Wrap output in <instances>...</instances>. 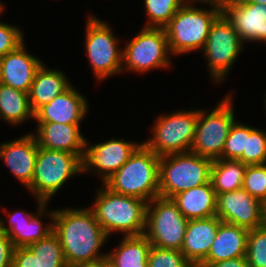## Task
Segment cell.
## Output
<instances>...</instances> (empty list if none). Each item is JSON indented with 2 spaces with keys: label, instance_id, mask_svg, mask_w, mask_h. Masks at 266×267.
I'll return each mask as SVG.
<instances>
[{
  "label": "cell",
  "instance_id": "6da1fadb",
  "mask_svg": "<svg viewBox=\"0 0 266 267\" xmlns=\"http://www.w3.org/2000/svg\"><path fill=\"white\" fill-rule=\"evenodd\" d=\"M68 267L97 266L106 262L98 253L108 237L92 210L64 209L50 213Z\"/></svg>",
  "mask_w": 266,
  "mask_h": 267
},
{
  "label": "cell",
  "instance_id": "7a4b0ae2",
  "mask_svg": "<svg viewBox=\"0 0 266 267\" xmlns=\"http://www.w3.org/2000/svg\"><path fill=\"white\" fill-rule=\"evenodd\" d=\"M160 157L143 143L127 162L116 171L104 186L125 196H132L150 202L159 195Z\"/></svg>",
  "mask_w": 266,
  "mask_h": 267
},
{
  "label": "cell",
  "instance_id": "3957f363",
  "mask_svg": "<svg viewBox=\"0 0 266 267\" xmlns=\"http://www.w3.org/2000/svg\"><path fill=\"white\" fill-rule=\"evenodd\" d=\"M92 212L107 236L123 231L125 236H138L146 230V201L115 193L105 186L98 193Z\"/></svg>",
  "mask_w": 266,
  "mask_h": 267
},
{
  "label": "cell",
  "instance_id": "277c9868",
  "mask_svg": "<svg viewBox=\"0 0 266 267\" xmlns=\"http://www.w3.org/2000/svg\"><path fill=\"white\" fill-rule=\"evenodd\" d=\"M213 4L206 11L183 5L164 27L169 50L175 55L204 48L212 24L222 14L220 0H199Z\"/></svg>",
  "mask_w": 266,
  "mask_h": 267
},
{
  "label": "cell",
  "instance_id": "5b68a950",
  "mask_svg": "<svg viewBox=\"0 0 266 267\" xmlns=\"http://www.w3.org/2000/svg\"><path fill=\"white\" fill-rule=\"evenodd\" d=\"M213 160L191 151L169 154L159 161V195H175L210 182Z\"/></svg>",
  "mask_w": 266,
  "mask_h": 267
},
{
  "label": "cell",
  "instance_id": "8992f818",
  "mask_svg": "<svg viewBox=\"0 0 266 267\" xmlns=\"http://www.w3.org/2000/svg\"><path fill=\"white\" fill-rule=\"evenodd\" d=\"M79 172H83V161L77 154L38 146L34 176L28 187L38 197L37 215L43 214L45 203L66 180Z\"/></svg>",
  "mask_w": 266,
  "mask_h": 267
},
{
  "label": "cell",
  "instance_id": "52a82bcc",
  "mask_svg": "<svg viewBox=\"0 0 266 267\" xmlns=\"http://www.w3.org/2000/svg\"><path fill=\"white\" fill-rule=\"evenodd\" d=\"M147 203L146 238L152 246L180 251L189 220L172 199L158 196Z\"/></svg>",
  "mask_w": 266,
  "mask_h": 267
},
{
  "label": "cell",
  "instance_id": "ba28073f",
  "mask_svg": "<svg viewBox=\"0 0 266 267\" xmlns=\"http://www.w3.org/2000/svg\"><path fill=\"white\" fill-rule=\"evenodd\" d=\"M231 97L225 98L208 116L199 110L190 151L211 160L221 159L230 129L235 122Z\"/></svg>",
  "mask_w": 266,
  "mask_h": 267
},
{
  "label": "cell",
  "instance_id": "9c48e42d",
  "mask_svg": "<svg viewBox=\"0 0 266 267\" xmlns=\"http://www.w3.org/2000/svg\"><path fill=\"white\" fill-rule=\"evenodd\" d=\"M198 115V110H192L160 116L153 129L154 137L143 144L159 157L190 151Z\"/></svg>",
  "mask_w": 266,
  "mask_h": 267
},
{
  "label": "cell",
  "instance_id": "30bf717a",
  "mask_svg": "<svg viewBox=\"0 0 266 267\" xmlns=\"http://www.w3.org/2000/svg\"><path fill=\"white\" fill-rule=\"evenodd\" d=\"M242 46L238 31L221 14L212 24L204 46L211 76L220 81L235 62Z\"/></svg>",
  "mask_w": 266,
  "mask_h": 267
},
{
  "label": "cell",
  "instance_id": "8fae6325",
  "mask_svg": "<svg viewBox=\"0 0 266 267\" xmlns=\"http://www.w3.org/2000/svg\"><path fill=\"white\" fill-rule=\"evenodd\" d=\"M168 39L164 28H146L127 44L122 60L130 70L143 72L169 65Z\"/></svg>",
  "mask_w": 266,
  "mask_h": 267
},
{
  "label": "cell",
  "instance_id": "7c38bea8",
  "mask_svg": "<svg viewBox=\"0 0 266 267\" xmlns=\"http://www.w3.org/2000/svg\"><path fill=\"white\" fill-rule=\"evenodd\" d=\"M86 30V50L98 80L121 72L123 70L122 52L119 53L116 39L109 26L91 17Z\"/></svg>",
  "mask_w": 266,
  "mask_h": 267
},
{
  "label": "cell",
  "instance_id": "4fadbf2b",
  "mask_svg": "<svg viewBox=\"0 0 266 267\" xmlns=\"http://www.w3.org/2000/svg\"><path fill=\"white\" fill-rule=\"evenodd\" d=\"M263 202L241 188L217 195L216 216L248 230L262 226Z\"/></svg>",
  "mask_w": 266,
  "mask_h": 267
},
{
  "label": "cell",
  "instance_id": "5bb4252c",
  "mask_svg": "<svg viewBox=\"0 0 266 267\" xmlns=\"http://www.w3.org/2000/svg\"><path fill=\"white\" fill-rule=\"evenodd\" d=\"M222 14L245 40L266 41V4L220 0Z\"/></svg>",
  "mask_w": 266,
  "mask_h": 267
},
{
  "label": "cell",
  "instance_id": "9a60e30c",
  "mask_svg": "<svg viewBox=\"0 0 266 267\" xmlns=\"http://www.w3.org/2000/svg\"><path fill=\"white\" fill-rule=\"evenodd\" d=\"M139 146L114 138L89 148L87 146L82 160L83 172L90 171V167H96L102 173L105 182L127 162Z\"/></svg>",
  "mask_w": 266,
  "mask_h": 267
},
{
  "label": "cell",
  "instance_id": "2e32d148",
  "mask_svg": "<svg viewBox=\"0 0 266 267\" xmlns=\"http://www.w3.org/2000/svg\"><path fill=\"white\" fill-rule=\"evenodd\" d=\"M41 65L42 62L28 54L21 44L0 58L1 84L28 93L35 73Z\"/></svg>",
  "mask_w": 266,
  "mask_h": 267
},
{
  "label": "cell",
  "instance_id": "e0dca14e",
  "mask_svg": "<svg viewBox=\"0 0 266 267\" xmlns=\"http://www.w3.org/2000/svg\"><path fill=\"white\" fill-rule=\"evenodd\" d=\"M87 107L85 98L70 86L48 104L40 107L34 113V118L38 123L79 125L86 114Z\"/></svg>",
  "mask_w": 266,
  "mask_h": 267
},
{
  "label": "cell",
  "instance_id": "ac0fdd59",
  "mask_svg": "<svg viewBox=\"0 0 266 267\" xmlns=\"http://www.w3.org/2000/svg\"><path fill=\"white\" fill-rule=\"evenodd\" d=\"M37 152L38 143L32 134L0 145V157L27 188L34 176Z\"/></svg>",
  "mask_w": 266,
  "mask_h": 267
},
{
  "label": "cell",
  "instance_id": "d6986e66",
  "mask_svg": "<svg viewBox=\"0 0 266 267\" xmlns=\"http://www.w3.org/2000/svg\"><path fill=\"white\" fill-rule=\"evenodd\" d=\"M221 221L217 216L189 220L180 251L194 267L207 258Z\"/></svg>",
  "mask_w": 266,
  "mask_h": 267
},
{
  "label": "cell",
  "instance_id": "ffe728a7",
  "mask_svg": "<svg viewBox=\"0 0 266 267\" xmlns=\"http://www.w3.org/2000/svg\"><path fill=\"white\" fill-rule=\"evenodd\" d=\"M35 137L43 149L66 151L84 158L87 141L81 135L79 125L39 123Z\"/></svg>",
  "mask_w": 266,
  "mask_h": 267
},
{
  "label": "cell",
  "instance_id": "44dd1931",
  "mask_svg": "<svg viewBox=\"0 0 266 267\" xmlns=\"http://www.w3.org/2000/svg\"><path fill=\"white\" fill-rule=\"evenodd\" d=\"M248 234L246 228L221 221L207 258L201 264L246 256Z\"/></svg>",
  "mask_w": 266,
  "mask_h": 267
},
{
  "label": "cell",
  "instance_id": "7402d4cb",
  "mask_svg": "<svg viewBox=\"0 0 266 267\" xmlns=\"http://www.w3.org/2000/svg\"><path fill=\"white\" fill-rule=\"evenodd\" d=\"M216 199L211 181L183 191L172 198L188 220L216 216Z\"/></svg>",
  "mask_w": 266,
  "mask_h": 267
},
{
  "label": "cell",
  "instance_id": "603a6c76",
  "mask_svg": "<svg viewBox=\"0 0 266 267\" xmlns=\"http://www.w3.org/2000/svg\"><path fill=\"white\" fill-rule=\"evenodd\" d=\"M70 86L61 71L47 70L42 64L36 71L28 92L29 104L33 113L66 91Z\"/></svg>",
  "mask_w": 266,
  "mask_h": 267
},
{
  "label": "cell",
  "instance_id": "cb8c5ba5",
  "mask_svg": "<svg viewBox=\"0 0 266 267\" xmlns=\"http://www.w3.org/2000/svg\"><path fill=\"white\" fill-rule=\"evenodd\" d=\"M20 214H22L21 217L24 214L25 216L21 218ZM9 216H11L9 222L10 228H7L2 220H0V230L8 235L15 248L27 247L40 239L46 238L53 232V223L43 228L38 216H33L30 213L17 211L13 215L9 214Z\"/></svg>",
  "mask_w": 266,
  "mask_h": 267
},
{
  "label": "cell",
  "instance_id": "d4e9b609",
  "mask_svg": "<svg viewBox=\"0 0 266 267\" xmlns=\"http://www.w3.org/2000/svg\"><path fill=\"white\" fill-rule=\"evenodd\" d=\"M151 243L144 234L124 236L119 248L106 254L107 267H148Z\"/></svg>",
  "mask_w": 266,
  "mask_h": 267
},
{
  "label": "cell",
  "instance_id": "484cf974",
  "mask_svg": "<svg viewBox=\"0 0 266 267\" xmlns=\"http://www.w3.org/2000/svg\"><path fill=\"white\" fill-rule=\"evenodd\" d=\"M246 168L247 165L240 160L222 158L213 160L210 181L216 196L241 189Z\"/></svg>",
  "mask_w": 266,
  "mask_h": 267
},
{
  "label": "cell",
  "instance_id": "4316f807",
  "mask_svg": "<svg viewBox=\"0 0 266 267\" xmlns=\"http://www.w3.org/2000/svg\"><path fill=\"white\" fill-rule=\"evenodd\" d=\"M0 116L11 124H18L34 113L29 104L28 93L12 87L0 85Z\"/></svg>",
  "mask_w": 266,
  "mask_h": 267
},
{
  "label": "cell",
  "instance_id": "83f0119b",
  "mask_svg": "<svg viewBox=\"0 0 266 267\" xmlns=\"http://www.w3.org/2000/svg\"><path fill=\"white\" fill-rule=\"evenodd\" d=\"M27 247L38 259L39 267H68L63 248L54 232Z\"/></svg>",
  "mask_w": 266,
  "mask_h": 267
},
{
  "label": "cell",
  "instance_id": "f1b7e54d",
  "mask_svg": "<svg viewBox=\"0 0 266 267\" xmlns=\"http://www.w3.org/2000/svg\"><path fill=\"white\" fill-rule=\"evenodd\" d=\"M184 0H145L151 24L146 28H164L176 12L184 5Z\"/></svg>",
  "mask_w": 266,
  "mask_h": 267
},
{
  "label": "cell",
  "instance_id": "f546056e",
  "mask_svg": "<svg viewBox=\"0 0 266 267\" xmlns=\"http://www.w3.org/2000/svg\"><path fill=\"white\" fill-rule=\"evenodd\" d=\"M254 129L234 122L224 144L222 159L238 160L246 153L247 137Z\"/></svg>",
  "mask_w": 266,
  "mask_h": 267
},
{
  "label": "cell",
  "instance_id": "4dcf8cb0",
  "mask_svg": "<svg viewBox=\"0 0 266 267\" xmlns=\"http://www.w3.org/2000/svg\"><path fill=\"white\" fill-rule=\"evenodd\" d=\"M246 259L249 267H266V228L249 230Z\"/></svg>",
  "mask_w": 266,
  "mask_h": 267
},
{
  "label": "cell",
  "instance_id": "1f68e13d",
  "mask_svg": "<svg viewBox=\"0 0 266 267\" xmlns=\"http://www.w3.org/2000/svg\"><path fill=\"white\" fill-rule=\"evenodd\" d=\"M148 267H194L184 256L175 249H164L152 246L148 253Z\"/></svg>",
  "mask_w": 266,
  "mask_h": 267
},
{
  "label": "cell",
  "instance_id": "d6a6232c",
  "mask_svg": "<svg viewBox=\"0 0 266 267\" xmlns=\"http://www.w3.org/2000/svg\"><path fill=\"white\" fill-rule=\"evenodd\" d=\"M242 188L261 202L266 201V164L247 165Z\"/></svg>",
  "mask_w": 266,
  "mask_h": 267
},
{
  "label": "cell",
  "instance_id": "836d02e7",
  "mask_svg": "<svg viewBox=\"0 0 266 267\" xmlns=\"http://www.w3.org/2000/svg\"><path fill=\"white\" fill-rule=\"evenodd\" d=\"M246 165L266 163V133L254 129L247 137L246 153L238 159Z\"/></svg>",
  "mask_w": 266,
  "mask_h": 267
},
{
  "label": "cell",
  "instance_id": "e575fe53",
  "mask_svg": "<svg viewBox=\"0 0 266 267\" xmlns=\"http://www.w3.org/2000/svg\"><path fill=\"white\" fill-rule=\"evenodd\" d=\"M23 42V35L16 27L0 22V58L17 49Z\"/></svg>",
  "mask_w": 266,
  "mask_h": 267
},
{
  "label": "cell",
  "instance_id": "d590c367",
  "mask_svg": "<svg viewBox=\"0 0 266 267\" xmlns=\"http://www.w3.org/2000/svg\"><path fill=\"white\" fill-rule=\"evenodd\" d=\"M12 267H39L38 259L28 247H17L14 250Z\"/></svg>",
  "mask_w": 266,
  "mask_h": 267
},
{
  "label": "cell",
  "instance_id": "8d00e7d4",
  "mask_svg": "<svg viewBox=\"0 0 266 267\" xmlns=\"http://www.w3.org/2000/svg\"><path fill=\"white\" fill-rule=\"evenodd\" d=\"M14 250L11 239L0 230V267H12Z\"/></svg>",
  "mask_w": 266,
  "mask_h": 267
},
{
  "label": "cell",
  "instance_id": "74e56055",
  "mask_svg": "<svg viewBox=\"0 0 266 267\" xmlns=\"http://www.w3.org/2000/svg\"><path fill=\"white\" fill-rule=\"evenodd\" d=\"M198 267H249L246 256L227 259L211 264H200Z\"/></svg>",
  "mask_w": 266,
  "mask_h": 267
},
{
  "label": "cell",
  "instance_id": "f35d334b",
  "mask_svg": "<svg viewBox=\"0 0 266 267\" xmlns=\"http://www.w3.org/2000/svg\"><path fill=\"white\" fill-rule=\"evenodd\" d=\"M262 226L266 228V201L263 202Z\"/></svg>",
  "mask_w": 266,
  "mask_h": 267
},
{
  "label": "cell",
  "instance_id": "ab89813d",
  "mask_svg": "<svg viewBox=\"0 0 266 267\" xmlns=\"http://www.w3.org/2000/svg\"><path fill=\"white\" fill-rule=\"evenodd\" d=\"M241 1H244V2H249V3H258V4H266V0H241Z\"/></svg>",
  "mask_w": 266,
  "mask_h": 267
},
{
  "label": "cell",
  "instance_id": "60d3db41",
  "mask_svg": "<svg viewBox=\"0 0 266 267\" xmlns=\"http://www.w3.org/2000/svg\"><path fill=\"white\" fill-rule=\"evenodd\" d=\"M87 267H107V265L104 263V264L97 265V266H87Z\"/></svg>",
  "mask_w": 266,
  "mask_h": 267
},
{
  "label": "cell",
  "instance_id": "b9f144b4",
  "mask_svg": "<svg viewBox=\"0 0 266 267\" xmlns=\"http://www.w3.org/2000/svg\"><path fill=\"white\" fill-rule=\"evenodd\" d=\"M2 7H3V6L0 4V13H1L2 9H3Z\"/></svg>",
  "mask_w": 266,
  "mask_h": 267
}]
</instances>
